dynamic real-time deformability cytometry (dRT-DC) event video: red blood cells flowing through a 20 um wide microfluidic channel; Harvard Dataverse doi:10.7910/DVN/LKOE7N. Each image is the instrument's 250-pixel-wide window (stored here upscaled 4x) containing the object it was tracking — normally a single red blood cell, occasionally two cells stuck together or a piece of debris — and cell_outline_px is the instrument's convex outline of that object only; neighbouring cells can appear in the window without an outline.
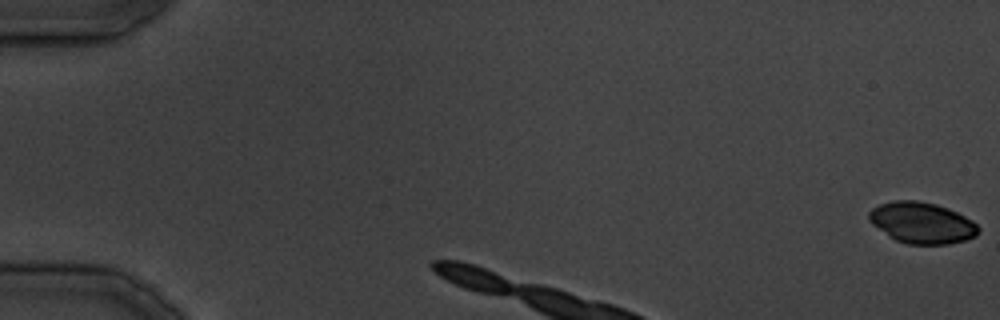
{"species": "common noctule bat (a hibernating species)", "species_latin": "Nyctalus noctula", "temperature_condition": "cold", "stored_images_in_passage": 4, "camera_frame_rate_fps": 3000, "um_per_image_px": 0.085, "animal": {"sex": "male", "body_mass_g": 19.5, "forearm_length_mm": 54.6}, "frame": {"image": 1, "passage_image": 1, "time_ms": 0.0, "image_size_px": [1000, 320], "cell_outline_px": [[980, 232], [976, 236], [964, 240], [948, 244], [908, 244], [896, 240], [872, 224], [868, 220], [868, 212], [872, 208], [880, 204], [892, 200], [916, 200], [936, 204], [948, 208], [972, 220], [980, 228]], "centroid_in_image_um": [78.36, 18.93], "position_along_channel_um": 6.6, "area_um2": 26.24}}